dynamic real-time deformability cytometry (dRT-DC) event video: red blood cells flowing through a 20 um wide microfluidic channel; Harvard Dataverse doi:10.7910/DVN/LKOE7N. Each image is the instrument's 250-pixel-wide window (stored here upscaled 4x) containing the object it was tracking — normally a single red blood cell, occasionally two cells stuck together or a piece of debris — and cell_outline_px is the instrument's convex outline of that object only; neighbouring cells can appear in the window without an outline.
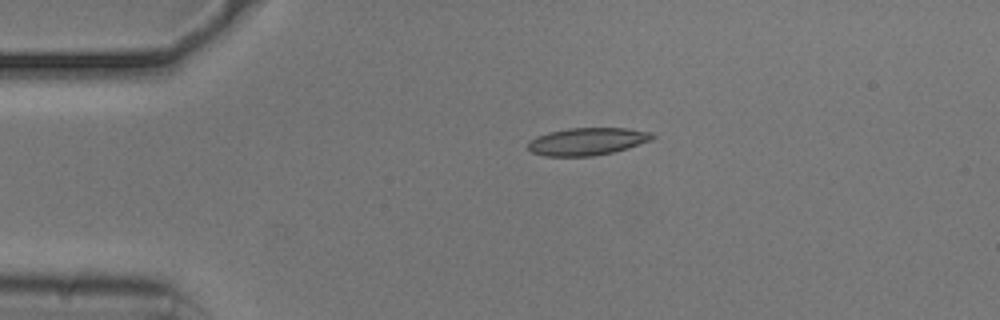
{"species": "common noctule bat (a hibernating species)", "species_latin": "Nyctalus noctula", "temperature_condition": "cold", "stored_images_in_passage": 43, "camera_frame_rate_fps": 3000, "um_per_image_px": 0.085, "animal": {"sex": "male", "body_mass_g": 20.5, "forearm_length_mm": 52.5}, "frame": {"image": 1, "passage_image": 1, "time_ms": 0.0, "image_size_px": [1000, 320], "cell_outline_px": [[656, 136], [652, 140], [628, 148], [612, 152], [592, 156], [544, 156], [532, 152], [528, 148], [528, 144], [536, 136], [548, 132], [568, 128], [628, 128], [652, 132]], "centroid_in_image_um": [49.94, 12.01], "position_along_channel_um": 35.1, "area_um2": 19.94}}
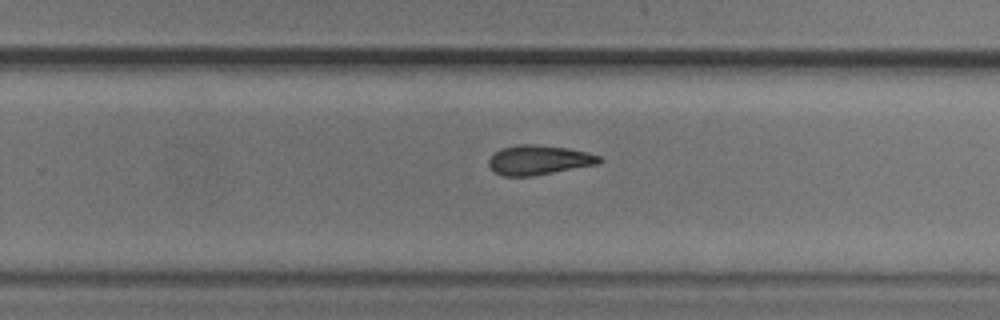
{"frame": {"image": 2, "passage_image": 24, "time_ms": 7.667, "image_size_px": [1000, 320], "cell_outline_px": [[604, 160], [596, 164], [532, 176], [504, 176], [496, 172], [488, 164], [488, 160], [500, 148], [520, 144], [536, 144], [568, 148], [588, 152], [600, 156]], "centroid_in_image_um": [45.81, 13.59], "position_along_channel_um": 284.0, "area_um2": 18.9}}
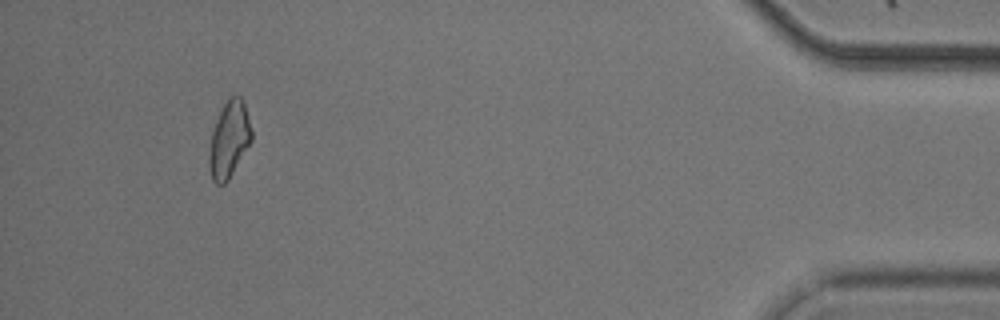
{"frame": {"image": 3, "passage_image": 40, "time_ms": 13.0, "image_size_px": [1000, 320], "cell_outline_px": [[252, 140], [228, 180], [224, 184], [216, 184], [212, 180], [208, 164], [208, 152], [212, 132], [216, 120], [224, 104], [232, 96], [240, 96], [244, 100], [252, 132]], "centroid_in_image_um": [19.47, 11.88], "position_along_channel_um": 415.7, "area_um2": 18.79}, "authors_computed_cell_mechanics": {"area_um2": 19.074, "velocity_mm_per_s": 3.7268, "shape_relaxation_time_tau1_ms": 11.3667, "shape_relaxation_time_tau2_ms": 6.1372, "deformation_change_tau1": 0.2448, "deformation_change_tau2": 0.1549}}